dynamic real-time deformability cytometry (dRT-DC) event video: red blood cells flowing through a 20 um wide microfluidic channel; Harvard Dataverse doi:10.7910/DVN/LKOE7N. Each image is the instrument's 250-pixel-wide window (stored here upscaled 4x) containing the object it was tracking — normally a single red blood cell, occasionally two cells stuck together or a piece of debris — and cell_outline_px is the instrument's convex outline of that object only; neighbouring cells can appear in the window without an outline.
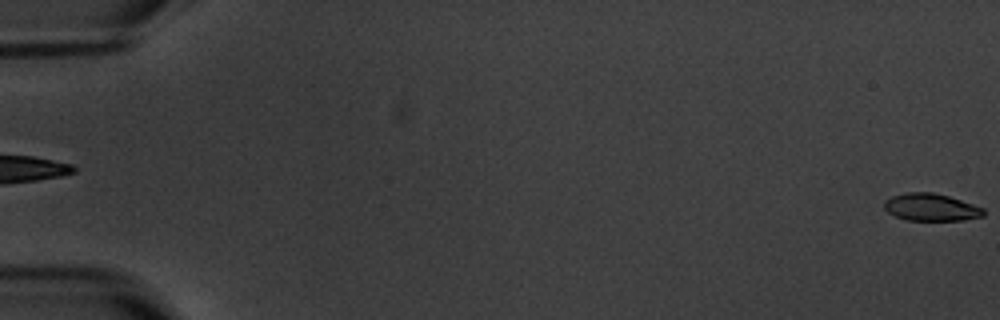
{"species": "common noctule bat (a hibernating species)", "species_latin": "Nyctalus noctula", "temperature_condition": "warm", "stored_images_in_passage": 5, "segment_of_instrument_passage": [2, 2], "camera_frame_rate_fps": 3000, "um_per_image_px": 0.085, "animal": {"sex": "male", "body_mass_g": 20.1, "forearm_length_mm": 53.5}, "frame": {"image": 1, "passage_image": 5, "time_ms": 4.667, "image_size_px": [1000, 320], "cell_outline_px": [[984, 216], [964, 220], [908, 220], [896, 216], [888, 212], [884, 208], [884, 200], [892, 196], [908, 192], [932, 192], [948, 196], [984, 208]], "centroid_in_image_um": [79.13, 17.61], "position_along_channel_um": 5.9, "area_um2": 15.72}}